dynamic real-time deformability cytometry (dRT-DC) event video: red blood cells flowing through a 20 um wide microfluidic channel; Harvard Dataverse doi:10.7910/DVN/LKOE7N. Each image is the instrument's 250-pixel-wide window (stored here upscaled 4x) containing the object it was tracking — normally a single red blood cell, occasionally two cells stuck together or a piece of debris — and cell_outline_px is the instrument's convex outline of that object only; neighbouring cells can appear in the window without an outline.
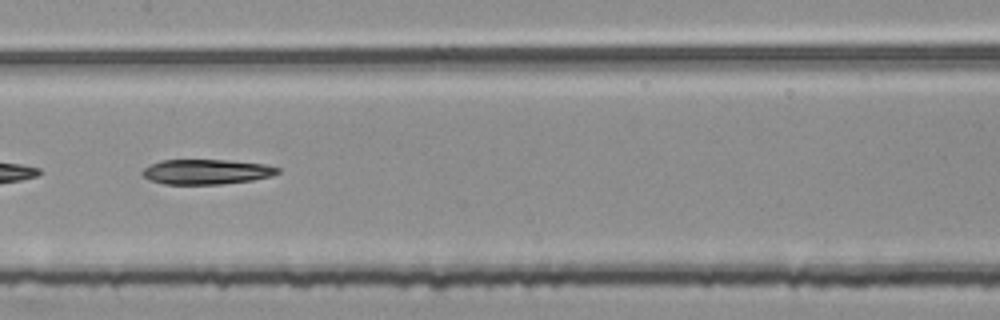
{"species": "common noctule bat (a hibernating species)", "species_latin": "Nyctalus noctula", "temperature_condition": "room temperature", "stored_images_in_passage": 37, "camera_frame_rate_fps": 3000, "um_per_image_px": 0.085, "animal": {"sex": "female", "body_mass_g": 25.1}, "frame": {"image": 1, "passage_image": 12, "time_ms": 3.667, "image_size_px": [1000, 320], "cell_outline_px": [[280, 172], [272, 176], [252, 180], [220, 184], [164, 184], [148, 180], [140, 172], [144, 168], [160, 160], [228, 160], [268, 164], [280, 168]], "centroid_in_image_um": [17.56, 14.6], "position_along_channel_um": 189.8, "area_um2": 19.83}}
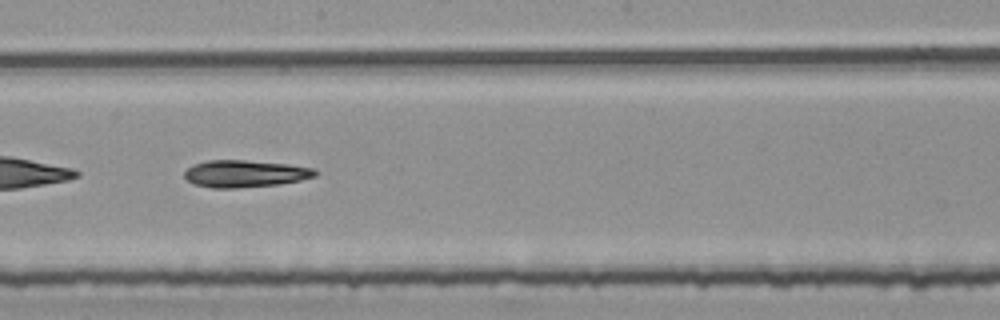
{"frame": {"image": 2, "passage_image": 15, "time_ms": 4.667, "image_size_px": [1000, 320], "cell_outline_px": [[316, 176], [300, 180], [280, 184], [236, 188], [212, 188], [192, 184], [184, 176], [184, 172], [192, 164], [208, 160], [244, 160], [288, 164], [316, 168]], "centroid_in_image_um": [20.81, 14.76], "position_along_channel_um": 227.4, "area_um2": 20.75}}
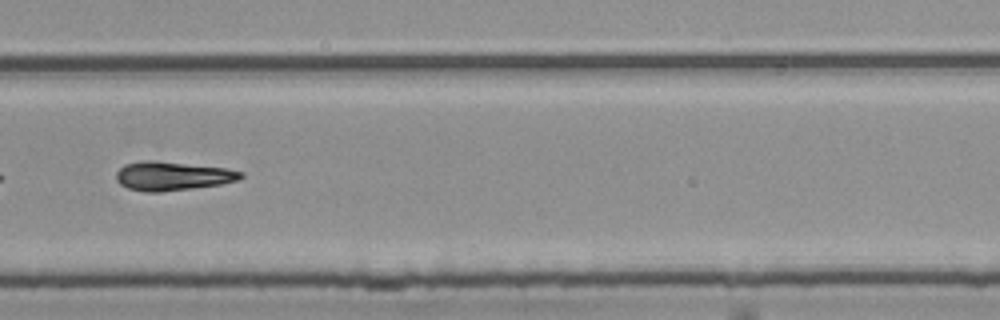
{"frame": {"image": 3, "passage_image": 22, "time_ms": 7.0, "image_size_px": [1000, 320], "cell_outline_px": [[244, 176], [236, 180], [220, 184], [192, 188], [160, 192], [144, 192], [128, 188], [120, 184], [116, 180], [116, 172], [124, 164], [144, 160], [156, 160], [224, 168], [244, 172]], "centroid_in_image_um": [14.61, 14.95], "position_along_channel_um": 315.2, "area_um2": 20.92}}